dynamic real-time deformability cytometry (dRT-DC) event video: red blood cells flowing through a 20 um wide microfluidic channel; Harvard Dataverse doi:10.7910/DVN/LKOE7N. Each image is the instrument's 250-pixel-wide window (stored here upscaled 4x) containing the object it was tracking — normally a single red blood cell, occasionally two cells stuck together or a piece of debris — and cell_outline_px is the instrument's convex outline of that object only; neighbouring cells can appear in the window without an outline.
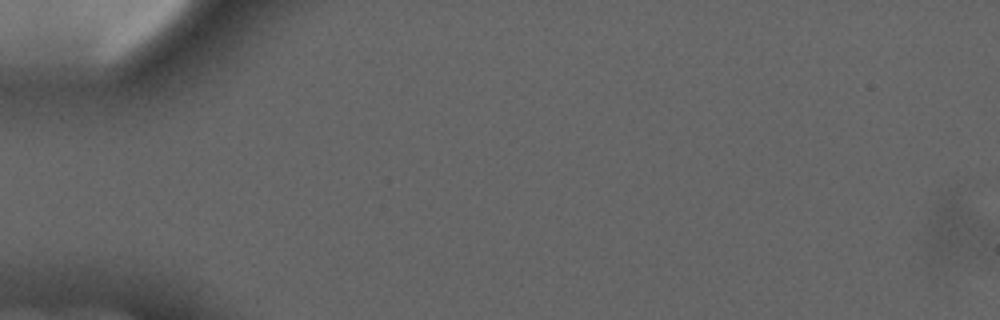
{"species": "common noctule bat (a hibernating species)", "species_latin": "Nyctalus noctula", "temperature_condition": "cold", "stored_images_in_passage": 3, "camera_frame_rate_fps": 3000, "um_per_image_px": 0.085, "animal": {"sex": "male", "forearm_length_mm": 52.5}, "frame": {"image": 1, "passage_image": 1, "time_ms": 0.0, "image_size_px": [1000, 320], "cell_outline_px": [[980, 252], [956, 260], [928, 264], [928, 220], [940, 204], [952, 196], [976, 220]], "centroid_in_image_um": [80.89, 19.82], "position_along_channel_um": 4.1, "area_um2": 18.79}}